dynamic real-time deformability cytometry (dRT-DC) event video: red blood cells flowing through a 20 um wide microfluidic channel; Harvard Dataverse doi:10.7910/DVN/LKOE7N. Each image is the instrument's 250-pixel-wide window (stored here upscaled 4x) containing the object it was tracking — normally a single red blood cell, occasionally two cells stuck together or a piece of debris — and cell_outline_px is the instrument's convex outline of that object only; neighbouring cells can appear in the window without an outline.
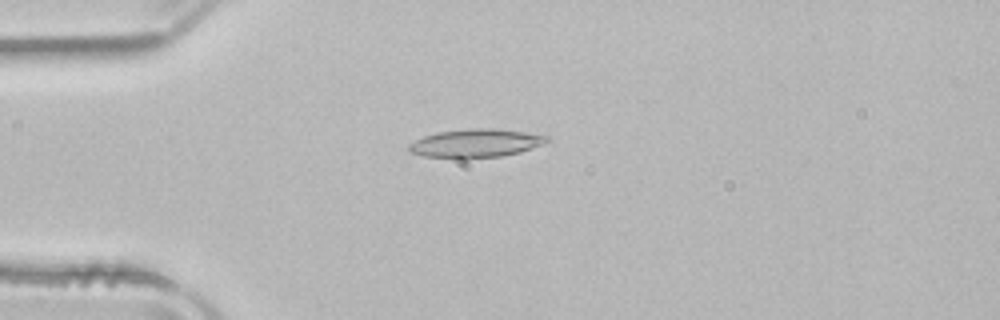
{"species": "common noctule bat (a hibernating species)", "species_latin": "Nyctalus noctula", "temperature_condition": "room temperature", "stored_images_in_passage": 51, "camera_frame_rate_fps": 3000, "um_per_image_px": 0.085, "animal": {"sex": "male", "body_mass_g": 21.5, "forearm_length_mm": 52.0}, "frame": {"image": 1, "passage_image": 13, "time_ms": 4.0, "image_size_px": [1000, 320], "cell_outline_px": [[552, 140], [520, 152], [500, 156], [468, 160], [464, 160], [424, 156], [408, 152], [408, 144], [424, 136], [436, 132], [472, 128], [492, 128], [524, 132], [548, 136]], "centroid_in_image_um": [40.39, 12.2], "position_along_channel_um": 44.6, "area_um2": 23.24}}
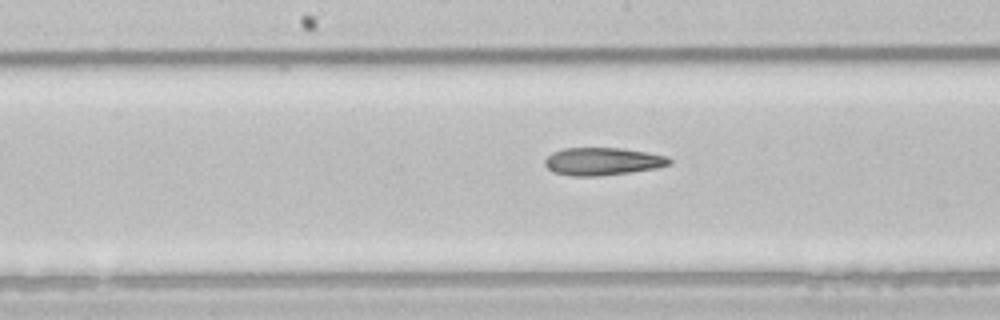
{"frame": {"image": 2, "passage_image": 26, "time_ms": 8.333, "image_size_px": [1000, 320], "cell_outline_px": [[672, 164], [656, 168], [628, 172], [596, 176], [572, 176], [552, 172], [544, 164], [544, 160], [552, 152], [564, 148], [624, 148], [668, 156], [672, 160]], "centroid_in_image_um": [51.22, 13.71], "position_along_channel_um": 197.0, "area_um2": 20.11}}
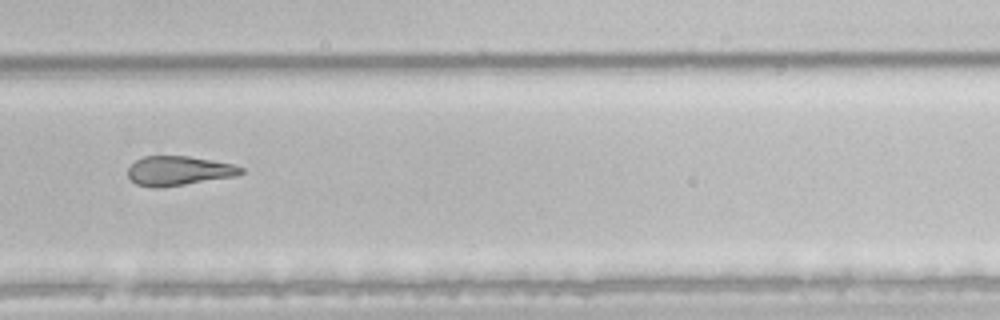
{"frame": {"image": 3, "passage_image": 35, "time_ms": 11.333, "image_size_px": [1000, 320], "cell_outline_px": [[244, 172], [236, 176], [160, 188], [152, 188], [136, 184], [128, 176], [128, 168], [136, 160], [144, 156], [188, 156], [212, 160], [232, 164], [244, 168]], "centroid_in_image_um": [15.18, 14.52], "position_along_channel_um": 314.6, "area_um2": 19.36}, "authors_computed_cell_mechanics": {"area_um2": 21.7328, "velocity_mm_per_s": 3.9492, "shape_relaxation_time_tau1_ms": null, "shape_relaxation_time_tau2_ms": 4.7859, "deformation_change_tau1": null, "deformation_change_tau2": 0.1555}}